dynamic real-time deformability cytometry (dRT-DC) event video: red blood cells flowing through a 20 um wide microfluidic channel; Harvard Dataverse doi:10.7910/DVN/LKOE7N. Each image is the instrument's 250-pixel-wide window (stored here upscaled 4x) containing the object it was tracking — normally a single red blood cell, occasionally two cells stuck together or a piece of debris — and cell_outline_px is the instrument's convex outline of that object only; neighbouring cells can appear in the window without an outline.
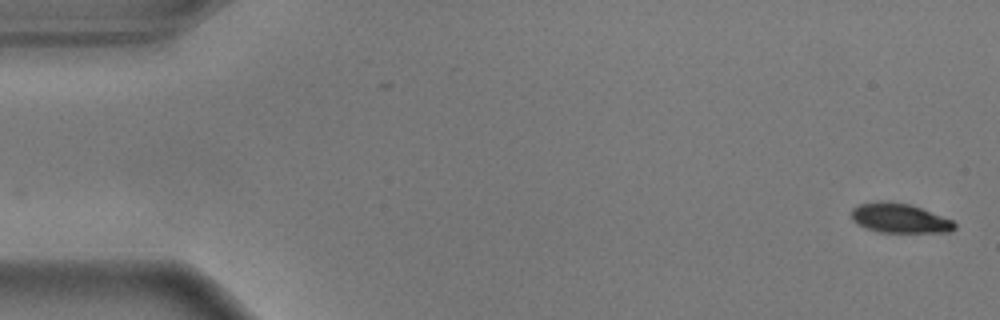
{"species": "common noctule bat (a hibernating species)", "species_latin": "Nyctalus noctula", "temperature_condition": "warm", "stored_images_in_passage": 56, "camera_frame_rate_fps": 3000, "um_per_image_px": 0.085, "animal": {"sex": "male", "body_mass_g": 17.9}, "frame": {"image": 1, "passage_image": 1, "time_ms": 0.0, "image_size_px": [1000, 320], "cell_outline_px": [[956, 228], [948, 232], [880, 232], [864, 228], [856, 224], [852, 220], [852, 208], [860, 204], [876, 200], [892, 200], [912, 204], [952, 220], [956, 224]], "centroid_in_image_um": [76.43, 18.52], "position_along_channel_um": 8.6, "area_um2": 18.09}}
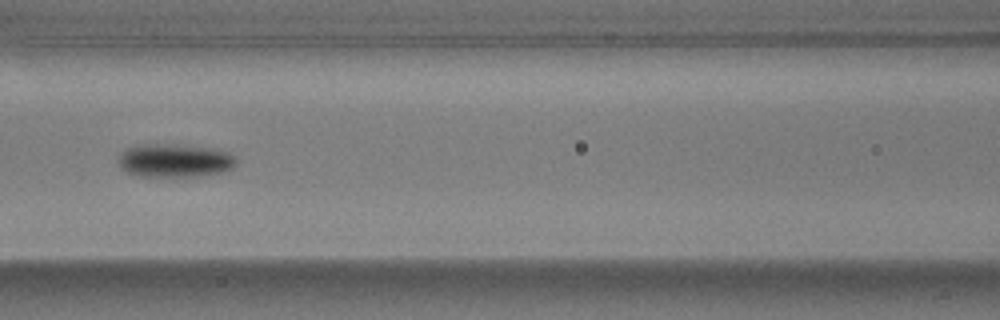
{"frame": {"image": 2, "passage_image": 24, "time_ms": 7.667, "image_size_px": [1000, 320], "cell_outline_px": [[236, 164], [232, 168], [220, 172], [200, 176], [140, 176], [128, 172], [120, 164], [120, 152], [124, 148], [136, 144], [168, 144], [208, 148], [228, 152], [236, 156]], "centroid_in_image_um": [14.84, 13.63], "position_along_channel_um": 151.8, "area_um2": 22.72}}
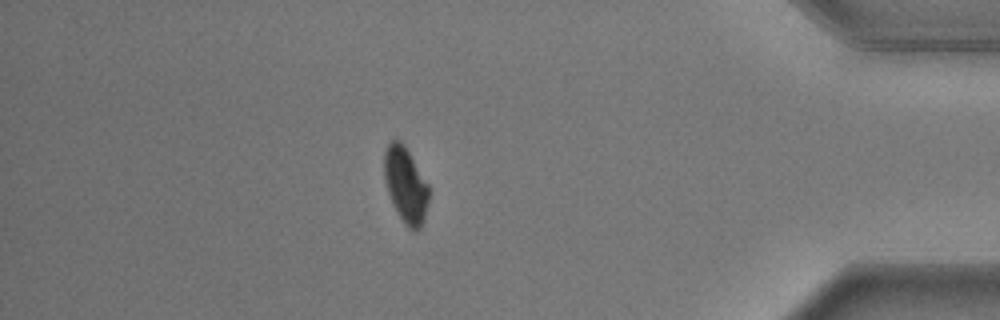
{"frame": {"image": 3, "passage_image": 48, "time_ms": 15.667, "image_size_px": [1000, 320], "cell_outline_px": [[428, 200], [424, 216], [420, 228], [416, 232], [408, 228], [404, 224], [392, 204], [388, 192], [384, 176], [384, 152], [388, 144], [392, 140], [400, 140], [404, 144], [428, 184]], "centroid_in_image_um": [34.46, 15.72], "position_along_channel_um": 400.7, "area_um2": 19.48}, "authors_computed_cell_mechanics": {"area_um2": 19.9699, "velocity_mm_per_s": 3.6157, "shape_relaxation_time_tau1_ms": 2.0324, "shape_relaxation_time_tau2_ms": null, "deformation_change_tau1": 0.1514, "deformation_change_tau2": null}}